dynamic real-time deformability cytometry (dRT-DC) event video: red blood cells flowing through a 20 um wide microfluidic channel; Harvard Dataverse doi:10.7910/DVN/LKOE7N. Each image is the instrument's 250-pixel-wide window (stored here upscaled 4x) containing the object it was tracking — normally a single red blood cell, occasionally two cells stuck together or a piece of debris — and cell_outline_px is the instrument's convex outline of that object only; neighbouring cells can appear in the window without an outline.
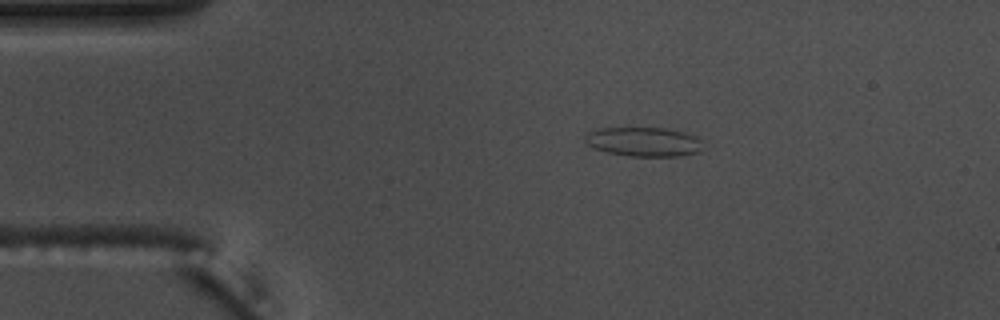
{"species": "common noctule bat (a hibernating species)", "species_latin": "Nyctalus noctula", "temperature_condition": "warm", "stored_images_in_passage": 46, "camera_frame_rate_fps": 3000, "um_per_image_px": 0.085, "animal": {"sex": "male", "body_mass_g": 17.5, "forearm_length_mm": 52.3}, "frame": {"image": 1, "passage_image": 1, "time_ms": 0.0, "image_size_px": [1000, 320], "cell_outline_px": [[700, 152], [676, 156], [628, 156], [608, 152], [592, 148], [584, 140], [584, 136], [588, 132], [596, 128], [668, 128], [684, 132], [696, 136], [700, 140]], "centroid_in_image_um": [54.67, 12.04], "position_along_channel_um": 30.3, "area_um2": 20.11}}
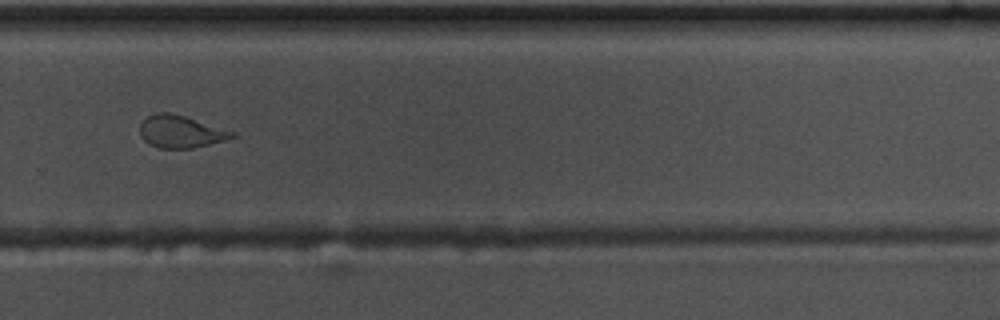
{"frame": {"image": 2, "passage_image": 28, "time_ms": 9.0, "image_size_px": [1000, 320], "cell_outline_px": [[236, 136], [224, 140], [192, 148], [160, 148], [148, 144], [140, 136], [140, 124], [148, 116], [156, 112], [168, 112], [184, 116], [236, 132]], "centroid_in_image_um": [15.33, 11.19], "position_along_channel_um": 314.5, "area_um2": 17.22}}
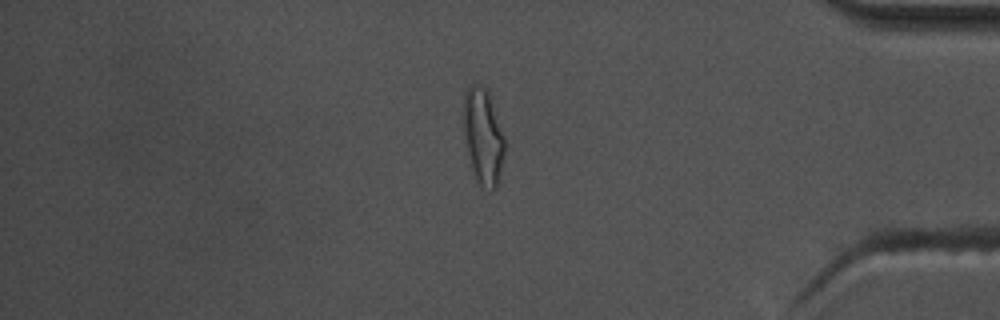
{"frame": {"image": 3, "passage_image": 37, "time_ms": 12.0, "image_size_px": [1000, 320], "cell_outline_px": [[504, 152], [496, 188], [492, 192], [480, 184], [476, 180], [472, 168], [464, 140], [464, 92], [472, 84], [480, 84], [488, 92], [504, 136]], "centroid_in_image_um": [41.05, 11.6], "position_along_channel_um": 394.1, "area_um2": 22.6}, "authors_computed_cell_mechanics": {"area_um2": 18.5538, "velocity_mm_per_s": 3.6855, "shape_relaxation_time_tau1_ms": null, "shape_relaxation_time_tau2_ms": 1.347, "deformation_change_tau1": null, "deformation_change_tau2": 0.0756}}